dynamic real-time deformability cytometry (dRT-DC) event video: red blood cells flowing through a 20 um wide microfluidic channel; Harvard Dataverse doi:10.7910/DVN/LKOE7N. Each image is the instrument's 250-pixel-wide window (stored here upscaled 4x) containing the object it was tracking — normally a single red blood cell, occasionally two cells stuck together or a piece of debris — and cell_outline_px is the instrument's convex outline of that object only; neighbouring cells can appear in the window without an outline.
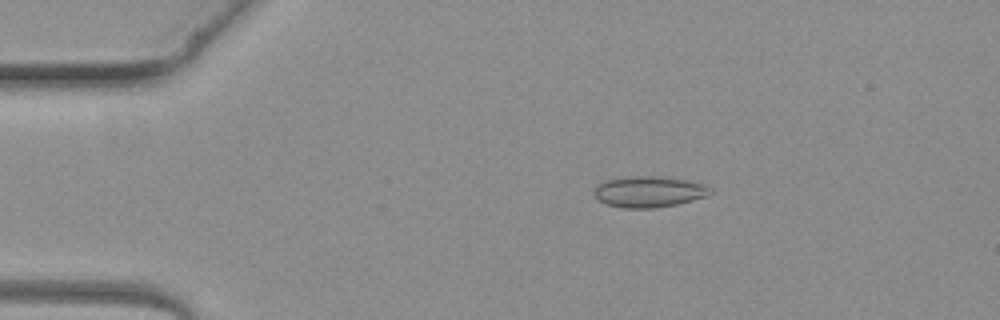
{"species": "common noctule bat (a hibernating species)", "species_latin": "Nyctalus noctula", "temperature_condition": "warm", "stored_images_in_passage": 2, "camera_frame_rate_fps": 3000, "um_per_image_px": 0.085, "animal": {"sex": "female", "body_mass_g": 19.3, "forearm_length_mm": 54.1}, "frame": {"image": 1, "passage_image": 1, "time_ms": 0.0, "image_size_px": [1000, 320], "cell_outline_px": [[712, 192], [708, 196], [676, 204], [656, 208], [620, 208], [608, 204], [600, 200], [596, 196], [596, 188], [600, 184], [608, 180], [632, 176], [656, 176], [688, 180], [704, 184], [712, 188]], "centroid_in_image_um": [55.24, 16.3], "position_along_channel_um": 29.8, "area_um2": 20.75}}